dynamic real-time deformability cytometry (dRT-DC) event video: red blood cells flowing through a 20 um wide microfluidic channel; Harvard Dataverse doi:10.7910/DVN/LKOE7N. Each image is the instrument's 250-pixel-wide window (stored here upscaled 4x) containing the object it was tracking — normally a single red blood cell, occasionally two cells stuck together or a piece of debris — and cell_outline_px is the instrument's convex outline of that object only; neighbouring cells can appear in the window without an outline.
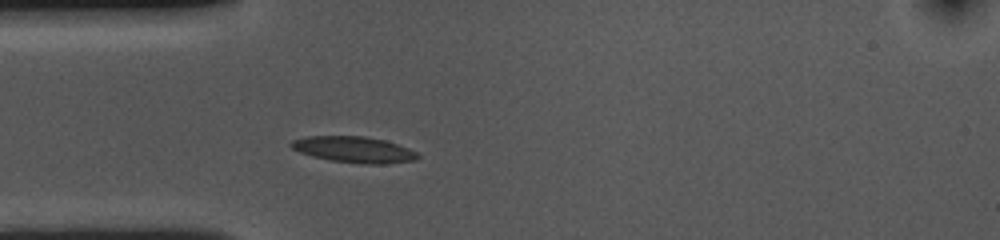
{"species": "common noctule bat (a hibernating species)", "species_latin": "Nyctalus noctula", "temperature_condition": "cold", "stored_images_in_passage": 38, "camera_frame_rate_fps": 3000, "um_per_image_px": 0.085, "animal": {"sex": "female", "body_mass_g": 10.0, "forearm_length_mm": 53.1}, "frame": {"image": 1, "passage_image": 5, "time_ms": 1.333, "image_size_px": [1000, 240], "cell_outline_px": [[420, 156], [416, 160], [384, 164], [364, 164], [328, 160], [312, 156], [300, 152], [292, 148], [288, 144], [292, 140], [304, 136], [364, 136], [384, 140], [408, 148], [416, 152]], "centroid_in_image_um": [30.05, 12.71], "position_along_channel_um": 54.9, "area_um2": 19.31}}
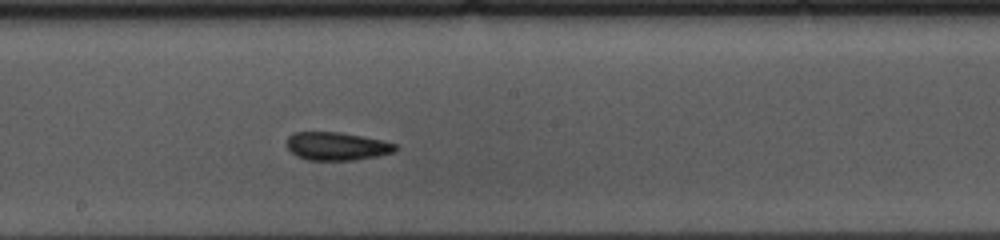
{"frame": {"image": 2, "passage_image": 19, "time_ms": 6.0, "image_size_px": [1000, 240], "cell_outline_px": [[400, 148], [396, 152], [380, 156], [356, 160], [308, 160], [296, 156], [284, 144], [288, 136], [292, 132], [340, 132], [380, 140], [396, 144]], "centroid_in_image_um": [28.63, 12.43], "position_along_channel_um": 219.6, "area_um2": 18.09}}
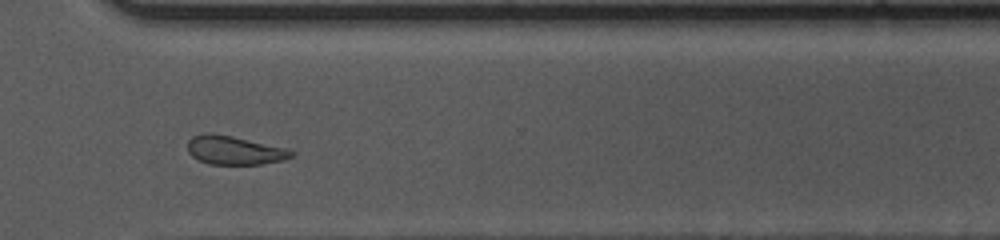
{"frame": {"image": 3, "passage_image": 30, "time_ms": 9.667, "image_size_px": [1000, 240], "cell_outline_px": [[296, 152], [292, 156], [284, 160], [260, 164], [208, 164], [192, 156], [188, 152], [188, 140], [192, 136], [204, 132], [208, 132], [232, 136], [284, 148]], "centroid_in_image_um": [19.88, 12.77], "position_along_channel_um": 350.7, "area_um2": 17.22}, "authors_computed_cell_mechanics": {"area_um2": 18.2648, "velocity_mm_per_s": 3.5726, "shape_relaxation_time_tau1_ms": 7.2733, "shape_relaxation_time_tau2_ms": 3.368, "deformation_change_tau1": 0.1386, "deformation_change_tau2": 0.0899}}